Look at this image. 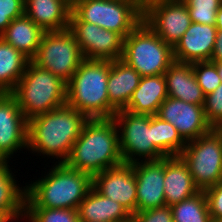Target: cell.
<instances>
[{
  "mask_svg": "<svg viewBox=\"0 0 222 222\" xmlns=\"http://www.w3.org/2000/svg\"><path fill=\"white\" fill-rule=\"evenodd\" d=\"M89 119L67 104L28 120L27 149L65 163Z\"/></svg>",
  "mask_w": 222,
  "mask_h": 222,
  "instance_id": "cell-1",
  "label": "cell"
},
{
  "mask_svg": "<svg viewBox=\"0 0 222 222\" xmlns=\"http://www.w3.org/2000/svg\"><path fill=\"white\" fill-rule=\"evenodd\" d=\"M124 163L113 118L89 119L74 142L65 164L91 176Z\"/></svg>",
  "mask_w": 222,
  "mask_h": 222,
  "instance_id": "cell-2",
  "label": "cell"
},
{
  "mask_svg": "<svg viewBox=\"0 0 222 222\" xmlns=\"http://www.w3.org/2000/svg\"><path fill=\"white\" fill-rule=\"evenodd\" d=\"M25 187V208L77 210L92 187V176L65 163H55L44 178Z\"/></svg>",
  "mask_w": 222,
  "mask_h": 222,
  "instance_id": "cell-3",
  "label": "cell"
},
{
  "mask_svg": "<svg viewBox=\"0 0 222 222\" xmlns=\"http://www.w3.org/2000/svg\"><path fill=\"white\" fill-rule=\"evenodd\" d=\"M110 60L85 59L67 83V105L88 119H111L117 112L109 102Z\"/></svg>",
  "mask_w": 222,
  "mask_h": 222,
  "instance_id": "cell-4",
  "label": "cell"
},
{
  "mask_svg": "<svg viewBox=\"0 0 222 222\" xmlns=\"http://www.w3.org/2000/svg\"><path fill=\"white\" fill-rule=\"evenodd\" d=\"M67 83L29 61L11 94L27 120L67 104Z\"/></svg>",
  "mask_w": 222,
  "mask_h": 222,
  "instance_id": "cell-5",
  "label": "cell"
},
{
  "mask_svg": "<svg viewBox=\"0 0 222 222\" xmlns=\"http://www.w3.org/2000/svg\"><path fill=\"white\" fill-rule=\"evenodd\" d=\"M69 21H83L126 38L143 21V0H75Z\"/></svg>",
  "mask_w": 222,
  "mask_h": 222,
  "instance_id": "cell-6",
  "label": "cell"
},
{
  "mask_svg": "<svg viewBox=\"0 0 222 222\" xmlns=\"http://www.w3.org/2000/svg\"><path fill=\"white\" fill-rule=\"evenodd\" d=\"M121 60L141 77L156 76L164 74L174 62L173 47L142 21L124 38Z\"/></svg>",
  "mask_w": 222,
  "mask_h": 222,
  "instance_id": "cell-7",
  "label": "cell"
},
{
  "mask_svg": "<svg viewBox=\"0 0 222 222\" xmlns=\"http://www.w3.org/2000/svg\"><path fill=\"white\" fill-rule=\"evenodd\" d=\"M179 156L200 191L222 180V136L216 128L187 142Z\"/></svg>",
  "mask_w": 222,
  "mask_h": 222,
  "instance_id": "cell-8",
  "label": "cell"
},
{
  "mask_svg": "<svg viewBox=\"0 0 222 222\" xmlns=\"http://www.w3.org/2000/svg\"><path fill=\"white\" fill-rule=\"evenodd\" d=\"M85 60L72 32L45 31L36 56L31 60L68 83Z\"/></svg>",
  "mask_w": 222,
  "mask_h": 222,
  "instance_id": "cell-9",
  "label": "cell"
},
{
  "mask_svg": "<svg viewBox=\"0 0 222 222\" xmlns=\"http://www.w3.org/2000/svg\"><path fill=\"white\" fill-rule=\"evenodd\" d=\"M119 134L120 152L124 163L159 160L165 156L154 146L152 115L119 110L113 116Z\"/></svg>",
  "mask_w": 222,
  "mask_h": 222,
  "instance_id": "cell-10",
  "label": "cell"
},
{
  "mask_svg": "<svg viewBox=\"0 0 222 222\" xmlns=\"http://www.w3.org/2000/svg\"><path fill=\"white\" fill-rule=\"evenodd\" d=\"M143 22L172 47L192 23L182 0H143Z\"/></svg>",
  "mask_w": 222,
  "mask_h": 222,
  "instance_id": "cell-11",
  "label": "cell"
},
{
  "mask_svg": "<svg viewBox=\"0 0 222 222\" xmlns=\"http://www.w3.org/2000/svg\"><path fill=\"white\" fill-rule=\"evenodd\" d=\"M68 29L74 35L85 59H121L124 38L117 32L83 21H69Z\"/></svg>",
  "mask_w": 222,
  "mask_h": 222,
  "instance_id": "cell-12",
  "label": "cell"
},
{
  "mask_svg": "<svg viewBox=\"0 0 222 222\" xmlns=\"http://www.w3.org/2000/svg\"><path fill=\"white\" fill-rule=\"evenodd\" d=\"M92 187L120 203L132 216L136 213L137 185L132 164L122 163L93 175Z\"/></svg>",
  "mask_w": 222,
  "mask_h": 222,
  "instance_id": "cell-13",
  "label": "cell"
},
{
  "mask_svg": "<svg viewBox=\"0 0 222 222\" xmlns=\"http://www.w3.org/2000/svg\"><path fill=\"white\" fill-rule=\"evenodd\" d=\"M28 120L11 93H0V160L27 148Z\"/></svg>",
  "mask_w": 222,
  "mask_h": 222,
  "instance_id": "cell-14",
  "label": "cell"
},
{
  "mask_svg": "<svg viewBox=\"0 0 222 222\" xmlns=\"http://www.w3.org/2000/svg\"><path fill=\"white\" fill-rule=\"evenodd\" d=\"M157 116L171 123L187 143L208 133L212 126L205 118L203 105L167 97L159 107Z\"/></svg>",
  "mask_w": 222,
  "mask_h": 222,
  "instance_id": "cell-15",
  "label": "cell"
},
{
  "mask_svg": "<svg viewBox=\"0 0 222 222\" xmlns=\"http://www.w3.org/2000/svg\"><path fill=\"white\" fill-rule=\"evenodd\" d=\"M136 185V212L166 205L164 194V158L132 163Z\"/></svg>",
  "mask_w": 222,
  "mask_h": 222,
  "instance_id": "cell-16",
  "label": "cell"
},
{
  "mask_svg": "<svg viewBox=\"0 0 222 222\" xmlns=\"http://www.w3.org/2000/svg\"><path fill=\"white\" fill-rule=\"evenodd\" d=\"M217 28L192 22L173 47L174 61L195 63L210 61L215 44Z\"/></svg>",
  "mask_w": 222,
  "mask_h": 222,
  "instance_id": "cell-17",
  "label": "cell"
},
{
  "mask_svg": "<svg viewBox=\"0 0 222 222\" xmlns=\"http://www.w3.org/2000/svg\"><path fill=\"white\" fill-rule=\"evenodd\" d=\"M200 190L195 185L187 164L180 156L164 158V194L166 205L172 206L193 197Z\"/></svg>",
  "mask_w": 222,
  "mask_h": 222,
  "instance_id": "cell-18",
  "label": "cell"
},
{
  "mask_svg": "<svg viewBox=\"0 0 222 222\" xmlns=\"http://www.w3.org/2000/svg\"><path fill=\"white\" fill-rule=\"evenodd\" d=\"M168 97L203 105L205 95L198 85L192 63L174 61L164 73Z\"/></svg>",
  "mask_w": 222,
  "mask_h": 222,
  "instance_id": "cell-19",
  "label": "cell"
},
{
  "mask_svg": "<svg viewBox=\"0 0 222 222\" xmlns=\"http://www.w3.org/2000/svg\"><path fill=\"white\" fill-rule=\"evenodd\" d=\"M24 14L44 31L69 27L71 3L68 0H24Z\"/></svg>",
  "mask_w": 222,
  "mask_h": 222,
  "instance_id": "cell-20",
  "label": "cell"
},
{
  "mask_svg": "<svg viewBox=\"0 0 222 222\" xmlns=\"http://www.w3.org/2000/svg\"><path fill=\"white\" fill-rule=\"evenodd\" d=\"M80 220L87 222H132V215L118 202L109 199L93 187L77 208Z\"/></svg>",
  "mask_w": 222,
  "mask_h": 222,
  "instance_id": "cell-21",
  "label": "cell"
},
{
  "mask_svg": "<svg viewBox=\"0 0 222 222\" xmlns=\"http://www.w3.org/2000/svg\"><path fill=\"white\" fill-rule=\"evenodd\" d=\"M141 80L140 74L121 59L111 61L107 91L110 105L123 110Z\"/></svg>",
  "mask_w": 222,
  "mask_h": 222,
  "instance_id": "cell-22",
  "label": "cell"
},
{
  "mask_svg": "<svg viewBox=\"0 0 222 222\" xmlns=\"http://www.w3.org/2000/svg\"><path fill=\"white\" fill-rule=\"evenodd\" d=\"M167 97L164 74L144 76L124 109L135 114L157 115Z\"/></svg>",
  "mask_w": 222,
  "mask_h": 222,
  "instance_id": "cell-23",
  "label": "cell"
},
{
  "mask_svg": "<svg viewBox=\"0 0 222 222\" xmlns=\"http://www.w3.org/2000/svg\"><path fill=\"white\" fill-rule=\"evenodd\" d=\"M44 33L40 26L24 14L12 20L0 38L31 61L37 54Z\"/></svg>",
  "mask_w": 222,
  "mask_h": 222,
  "instance_id": "cell-24",
  "label": "cell"
},
{
  "mask_svg": "<svg viewBox=\"0 0 222 222\" xmlns=\"http://www.w3.org/2000/svg\"><path fill=\"white\" fill-rule=\"evenodd\" d=\"M30 60L0 38V93H11Z\"/></svg>",
  "mask_w": 222,
  "mask_h": 222,
  "instance_id": "cell-25",
  "label": "cell"
},
{
  "mask_svg": "<svg viewBox=\"0 0 222 222\" xmlns=\"http://www.w3.org/2000/svg\"><path fill=\"white\" fill-rule=\"evenodd\" d=\"M8 163L0 160V211L4 215L21 212L26 199V187L17 185Z\"/></svg>",
  "mask_w": 222,
  "mask_h": 222,
  "instance_id": "cell-26",
  "label": "cell"
},
{
  "mask_svg": "<svg viewBox=\"0 0 222 222\" xmlns=\"http://www.w3.org/2000/svg\"><path fill=\"white\" fill-rule=\"evenodd\" d=\"M152 135L154 146L165 156H179L186 146L177 129L157 115H152Z\"/></svg>",
  "mask_w": 222,
  "mask_h": 222,
  "instance_id": "cell-27",
  "label": "cell"
},
{
  "mask_svg": "<svg viewBox=\"0 0 222 222\" xmlns=\"http://www.w3.org/2000/svg\"><path fill=\"white\" fill-rule=\"evenodd\" d=\"M174 222H211L204 191L171 206Z\"/></svg>",
  "mask_w": 222,
  "mask_h": 222,
  "instance_id": "cell-28",
  "label": "cell"
},
{
  "mask_svg": "<svg viewBox=\"0 0 222 222\" xmlns=\"http://www.w3.org/2000/svg\"><path fill=\"white\" fill-rule=\"evenodd\" d=\"M188 7L191 22L215 25L222 0H182Z\"/></svg>",
  "mask_w": 222,
  "mask_h": 222,
  "instance_id": "cell-29",
  "label": "cell"
},
{
  "mask_svg": "<svg viewBox=\"0 0 222 222\" xmlns=\"http://www.w3.org/2000/svg\"><path fill=\"white\" fill-rule=\"evenodd\" d=\"M30 222H80L77 210L59 208H25Z\"/></svg>",
  "mask_w": 222,
  "mask_h": 222,
  "instance_id": "cell-30",
  "label": "cell"
},
{
  "mask_svg": "<svg viewBox=\"0 0 222 222\" xmlns=\"http://www.w3.org/2000/svg\"><path fill=\"white\" fill-rule=\"evenodd\" d=\"M198 85L205 96L211 94L222 83L216 65L210 61L192 63Z\"/></svg>",
  "mask_w": 222,
  "mask_h": 222,
  "instance_id": "cell-31",
  "label": "cell"
},
{
  "mask_svg": "<svg viewBox=\"0 0 222 222\" xmlns=\"http://www.w3.org/2000/svg\"><path fill=\"white\" fill-rule=\"evenodd\" d=\"M203 109L205 118L212 128L222 123V83L211 94L205 96Z\"/></svg>",
  "mask_w": 222,
  "mask_h": 222,
  "instance_id": "cell-32",
  "label": "cell"
},
{
  "mask_svg": "<svg viewBox=\"0 0 222 222\" xmlns=\"http://www.w3.org/2000/svg\"><path fill=\"white\" fill-rule=\"evenodd\" d=\"M24 0H0V35L12 20L24 15Z\"/></svg>",
  "mask_w": 222,
  "mask_h": 222,
  "instance_id": "cell-33",
  "label": "cell"
},
{
  "mask_svg": "<svg viewBox=\"0 0 222 222\" xmlns=\"http://www.w3.org/2000/svg\"><path fill=\"white\" fill-rule=\"evenodd\" d=\"M132 222H174L171 206L164 205L136 212L132 216Z\"/></svg>",
  "mask_w": 222,
  "mask_h": 222,
  "instance_id": "cell-34",
  "label": "cell"
},
{
  "mask_svg": "<svg viewBox=\"0 0 222 222\" xmlns=\"http://www.w3.org/2000/svg\"><path fill=\"white\" fill-rule=\"evenodd\" d=\"M210 217L213 220L222 219V180L204 190Z\"/></svg>",
  "mask_w": 222,
  "mask_h": 222,
  "instance_id": "cell-35",
  "label": "cell"
},
{
  "mask_svg": "<svg viewBox=\"0 0 222 222\" xmlns=\"http://www.w3.org/2000/svg\"><path fill=\"white\" fill-rule=\"evenodd\" d=\"M222 61V30L217 31L215 44L212 52L210 62Z\"/></svg>",
  "mask_w": 222,
  "mask_h": 222,
  "instance_id": "cell-36",
  "label": "cell"
},
{
  "mask_svg": "<svg viewBox=\"0 0 222 222\" xmlns=\"http://www.w3.org/2000/svg\"><path fill=\"white\" fill-rule=\"evenodd\" d=\"M23 216H24V218H23ZM19 218H21V219L27 218V220H28V216H27L25 208L21 212H16V213H13L10 215H5L3 218L0 219V222H10L13 220H20Z\"/></svg>",
  "mask_w": 222,
  "mask_h": 222,
  "instance_id": "cell-37",
  "label": "cell"
},
{
  "mask_svg": "<svg viewBox=\"0 0 222 222\" xmlns=\"http://www.w3.org/2000/svg\"><path fill=\"white\" fill-rule=\"evenodd\" d=\"M215 26L217 28V31L222 30V4L217 11Z\"/></svg>",
  "mask_w": 222,
  "mask_h": 222,
  "instance_id": "cell-38",
  "label": "cell"
},
{
  "mask_svg": "<svg viewBox=\"0 0 222 222\" xmlns=\"http://www.w3.org/2000/svg\"><path fill=\"white\" fill-rule=\"evenodd\" d=\"M216 65L217 72L220 76L221 82H222V61L219 62H213Z\"/></svg>",
  "mask_w": 222,
  "mask_h": 222,
  "instance_id": "cell-39",
  "label": "cell"
},
{
  "mask_svg": "<svg viewBox=\"0 0 222 222\" xmlns=\"http://www.w3.org/2000/svg\"><path fill=\"white\" fill-rule=\"evenodd\" d=\"M217 131L221 134L222 136V123L219 124L217 127H216Z\"/></svg>",
  "mask_w": 222,
  "mask_h": 222,
  "instance_id": "cell-40",
  "label": "cell"
},
{
  "mask_svg": "<svg viewBox=\"0 0 222 222\" xmlns=\"http://www.w3.org/2000/svg\"><path fill=\"white\" fill-rule=\"evenodd\" d=\"M211 222H222V219H219V220H213V219H211Z\"/></svg>",
  "mask_w": 222,
  "mask_h": 222,
  "instance_id": "cell-41",
  "label": "cell"
},
{
  "mask_svg": "<svg viewBox=\"0 0 222 222\" xmlns=\"http://www.w3.org/2000/svg\"><path fill=\"white\" fill-rule=\"evenodd\" d=\"M5 215L0 211V219L3 218Z\"/></svg>",
  "mask_w": 222,
  "mask_h": 222,
  "instance_id": "cell-42",
  "label": "cell"
}]
</instances>
